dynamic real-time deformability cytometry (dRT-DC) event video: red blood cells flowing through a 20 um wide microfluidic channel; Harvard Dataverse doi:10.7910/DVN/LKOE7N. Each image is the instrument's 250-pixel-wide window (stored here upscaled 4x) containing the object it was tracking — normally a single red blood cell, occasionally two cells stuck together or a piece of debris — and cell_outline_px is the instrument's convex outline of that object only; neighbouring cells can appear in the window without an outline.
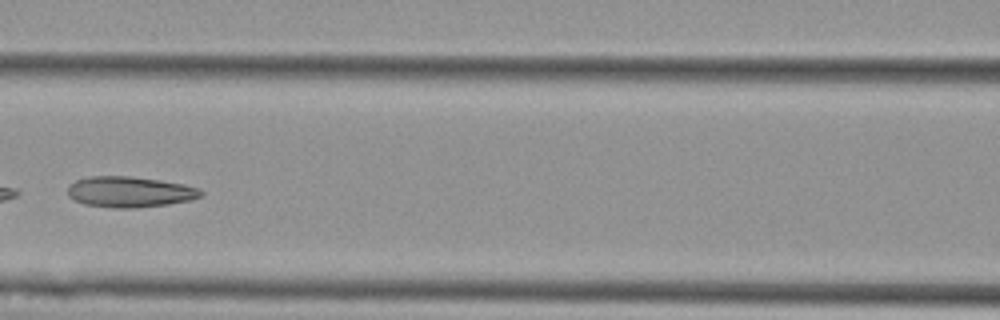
{"species": "Egyptian fruit bat (a non-hibernating species)", "species_latin": "Rousettus aegyptiacus", "temperature_condition": "cold", "stored_images_in_passage": 10, "camera_frame_rate_fps": 3000, "um_per_image_px": 0.085, "animal": {"sex": "female"}, "frame": {"image": 1, "passage_image": 7, "time_ms": 7.0, "image_size_px": [1000, 320], "cell_outline_px": [[204, 192], [200, 196], [188, 200], [168, 204], [136, 208], [116, 208], [84, 204], [72, 200], [68, 196], [68, 184], [76, 180], [88, 176], [132, 176], [160, 180], [184, 184], [200, 188]], "centroid_in_image_um": [10.99, 16.3], "position_along_channel_um": 155.6, "area_um2": 24.04}}
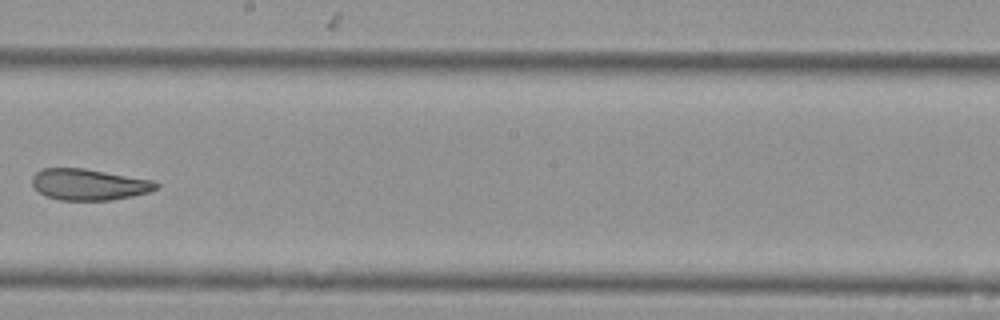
{"frame": {"image": 2, "passage_image": 9, "time_ms": 9.333, "image_size_px": [1000, 320], "cell_outline_px": [[160, 184], [156, 188], [148, 192], [132, 196], [112, 200], [60, 200], [44, 196], [32, 184], [32, 176], [36, 172], [44, 168], [84, 168], [152, 180]], "centroid_in_image_um": [7.54, 15.68], "position_along_channel_um": 240.7, "area_um2": 22.48}}
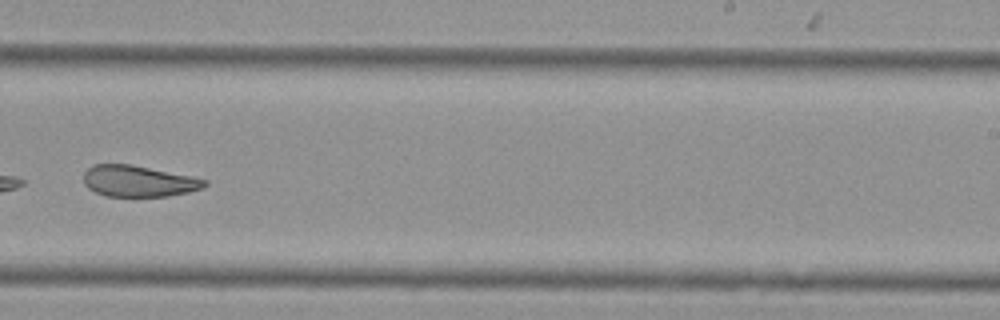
{"frame": {"image": 3, "passage_image": 10, "time_ms": 10.333, "image_size_px": [1000, 320], "cell_outline_px": [[208, 184], [204, 188], [188, 192], [168, 196], [104, 196], [88, 188], [84, 184], [84, 172], [92, 164], [132, 164], [208, 180]], "centroid_in_image_um": [11.76, 15.39], "position_along_channel_um": 277.2, "area_um2": 22.02}}